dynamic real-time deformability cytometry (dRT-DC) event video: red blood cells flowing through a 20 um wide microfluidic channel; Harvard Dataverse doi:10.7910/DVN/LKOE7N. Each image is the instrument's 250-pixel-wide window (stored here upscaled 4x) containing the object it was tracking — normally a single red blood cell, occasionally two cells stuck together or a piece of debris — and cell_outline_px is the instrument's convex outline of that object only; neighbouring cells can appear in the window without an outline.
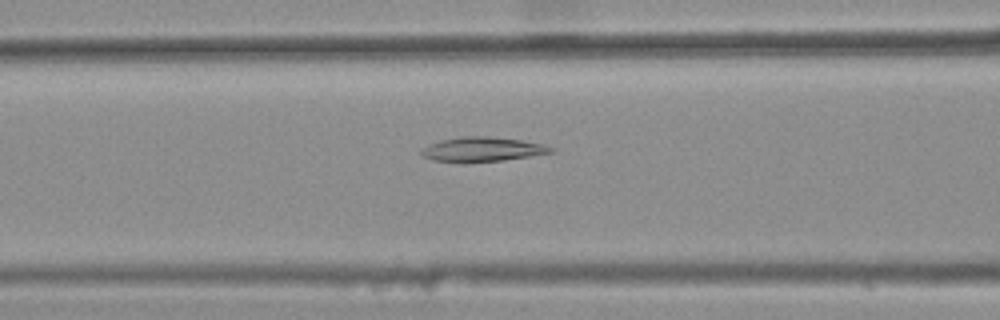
{"species": "common noctule bat (a hibernating species)", "species_latin": "Nyctalus noctula", "temperature_condition": "warm", "stored_images_in_passage": 27, "camera_frame_rate_fps": 3000, "um_per_image_px": 0.085, "animal": {"sex": "female", "body_mass_g": 25.1}, "frame": {"image": 1, "passage_image": 6, "time_ms": 1.667, "image_size_px": [1000, 320], "cell_outline_px": [[556, 152], [504, 160], [464, 164], [432, 160], [424, 156], [420, 152], [420, 148], [428, 144], [440, 140], [460, 136], [488, 136], [520, 140], [544, 144], [556, 148]], "centroid_in_image_um": [40.97, 12.71], "position_along_channel_um": 125.6, "area_um2": 19.07}}
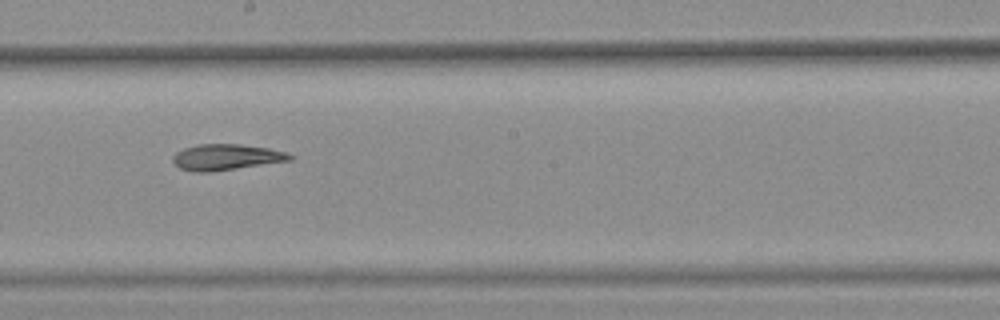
{"frame": {"image": 2, "passage_image": 14, "time_ms": 4.333, "image_size_px": [1000, 320], "cell_outline_px": [[292, 160], [208, 172], [196, 172], [180, 168], [172, 160], [172, 156], [176, 152], [184, 148], [196, 144], [240, 144], [268, 148], [288, 152], [292, 156]], "centroid_in_image_um": [19.21, 13.34], "position_along_channel_um": 229.0, "area_um2": 17.57}}
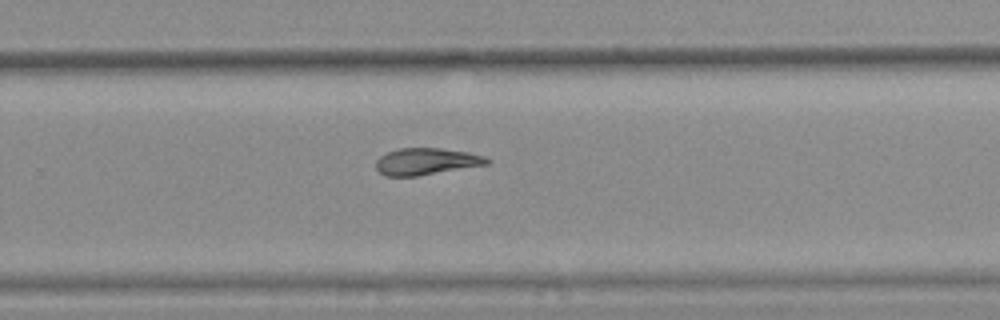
{"frame": {"image": 3, "passage_image": 19, "time_ms": 6.0, "image_size_px": [1000, 320], "cell_outline_px": [[492, 160], [488, 164], [416, 176], [384, 176], [376, 168], [376, 160], [380, 156], [388, 152], [400, 148], [440, 148], [468, 152], [484, 156]], "centroid_in_image_um": [36.23, 13.72], "position_along_channel_um": 293.6, "area_um2": 17.22}}